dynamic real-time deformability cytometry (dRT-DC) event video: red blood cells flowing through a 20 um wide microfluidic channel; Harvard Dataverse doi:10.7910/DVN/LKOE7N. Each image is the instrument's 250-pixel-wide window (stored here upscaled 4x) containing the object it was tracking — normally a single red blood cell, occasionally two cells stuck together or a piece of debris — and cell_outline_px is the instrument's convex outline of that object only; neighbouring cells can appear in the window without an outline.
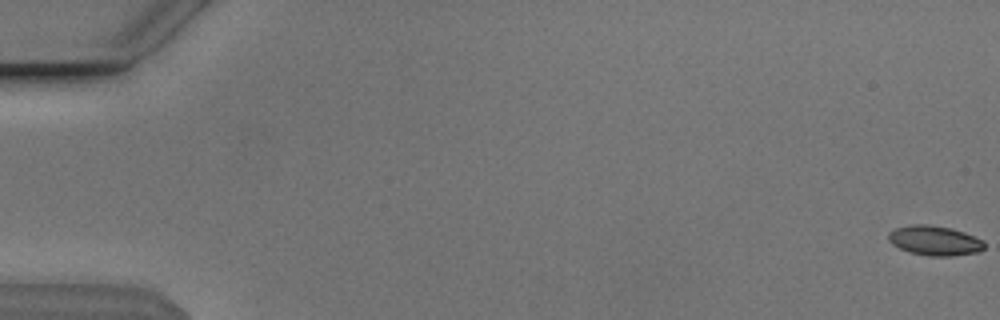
{"species": "Egyptian fruit bat (a non-hibernating species)", "species_latin": "Rousettus aegyptiacus", "temperature_condition": "cold", "stored_images_in_passage": 56, "camera_frame_rate_fps": 3000, "um_per_image_px": 0.085, "animal": {"sex": "male"}, "frame": {"image": 1, "passage_image": 1, "time_ms": 0.0, "image_size_px": [1000, 320], "cell_outline_px": [[984, 248], [980, 252], [952, 256], [928, 256], [908, 252], [892, 244], [888, 240], [888, 232], [896, 228], [912, 224], [928, 224], [952, 228], [964, 232], [984, 240]], "centroid_in_image_um": [79.45, 20.45], "position_along_channel_um": 5.5, "area_um2": 16.82}}
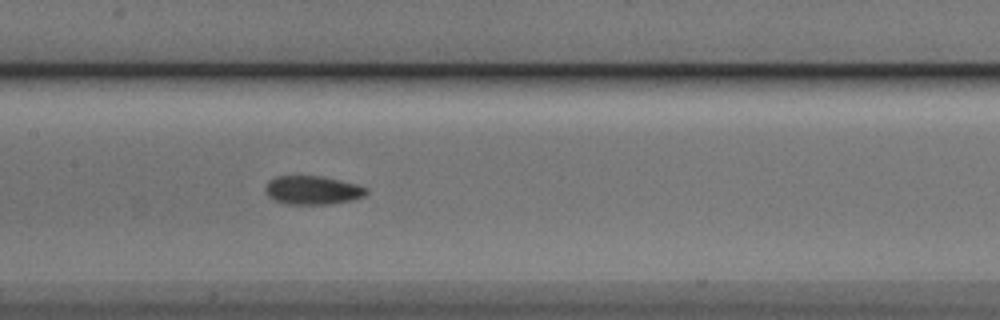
{"frame": {"image": 2, "passage_image": 28, "time_ms": 9.0, "image_size_px": [1000, 320], "cell_outline_px": [[368, 192], [364, 196], [352, 200], [332, 204], [284, 204], [272, 200], [268, 196], [264, 188], [268, 180], [276, 176], [324, 176], [356, 184], [368, 188]], "centroid_in_image_um": [26.55, 16.17], "position_along_channel_um": 180.9, "area_um2": 17.11}}
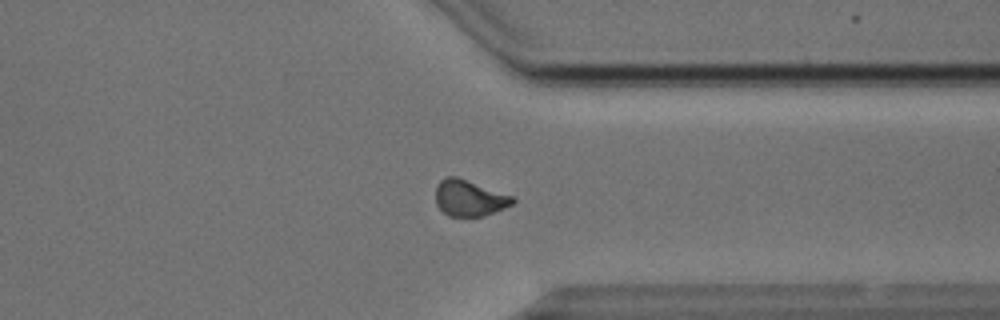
{"frame": {"image": 3, "passage_image": 43, "time_ms": 14.0, "image_size_px": [1000, 320], "cell_outline_px": [[516, 200], [512, 204], [504, 208], [484, 216], [448, 216], [436, 204], [436, 188], [440, 180], [448, 176], [456, 176], [512, 196]], "centroid_in_image_um": [39.88, 16.84], "position_along_channel_um": 371.5, "area_um2": 16.01}, "authors_computed_cell_mechanics": {"area_um2": 16.5308, "velocity_mm_per_s": 3.8377, "shape_relaxation_time_tau1_ms": 5.2058, "shape_relaxation_time_tau2_ms": 1.9758, "deformation_change_tau1": 0.1003, "deformation_change_tau2": 0.0698}}